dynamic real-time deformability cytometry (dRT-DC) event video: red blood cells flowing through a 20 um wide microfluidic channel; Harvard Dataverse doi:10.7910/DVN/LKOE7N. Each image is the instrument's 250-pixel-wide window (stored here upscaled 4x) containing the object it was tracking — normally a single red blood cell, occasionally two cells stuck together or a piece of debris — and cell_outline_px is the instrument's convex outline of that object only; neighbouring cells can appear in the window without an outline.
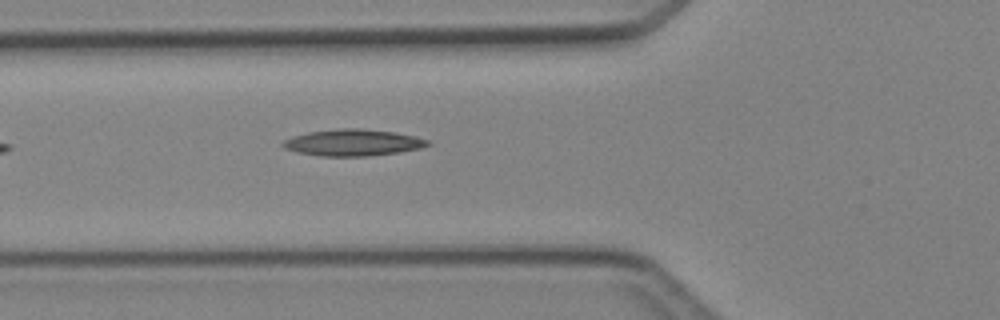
{"species": "Egyptian fruit bat (a non-hibernating species)", "species_latin": "Rousettus aegyptiacus", "temperature_condition": "cold", "stored_images_in_passage": 4, "camera_frame_rate_fps": 3000, "um_per_image_px": 0.085, "animal": {"sex": "female"}, "frame": {"image": 1, "passage_image": 4, "time_ms": 4.333, "image_size_px": [1000, 320], "cell_outline_px": [[432, 144], [420, 148], [400, 152], [368, 156], [320, 156], [300, 152], [284, 148], [280, 144], [284, 140], [292, 136], [308, 132], [340, 128], [360, 128], [392, 132], [412, 136], [428, 140]], "centroid_in_image_um": [29.98, 12.12], "position_along_channel_um": 95.8, "area_um2": 22.25}}